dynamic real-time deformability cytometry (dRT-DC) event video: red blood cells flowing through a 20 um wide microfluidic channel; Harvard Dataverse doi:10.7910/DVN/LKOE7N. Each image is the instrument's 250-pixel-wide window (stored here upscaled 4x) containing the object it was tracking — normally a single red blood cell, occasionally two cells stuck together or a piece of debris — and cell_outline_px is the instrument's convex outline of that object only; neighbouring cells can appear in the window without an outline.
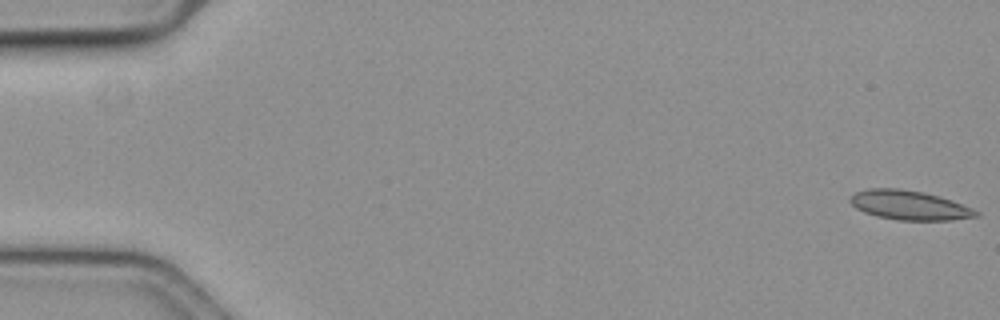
{"species": "common noctule bat (a hibernating species)", "species_latin": "Nyctalus noctula", "temperature_condition": "cold", "stored_images_in_passage": 58, "camera_frame_rate_fps": 3000, "um_per_image_px": 0.085, "animal": {"sex": "female", "body_mass_g": 19.3, "forearm_length_mm": 54.1}, "frame": {"image": 1, "passage_image": 1, "time_ms": 0.0, "image_size_px": [1000, 320], "cell_outline_px": [[980, 216], [952, 220], [896, 220], [876, 216], [864, 212], [856, 208], [848, 200], [856, 192], [868, 188], [896, 188], [924, 192], [940, 196], [972, 208], [980, 212]], "centroid_in_image_um": [77.3, 17.44], "position_along_channel_um": 7.7, "area_um2": 21.56}}
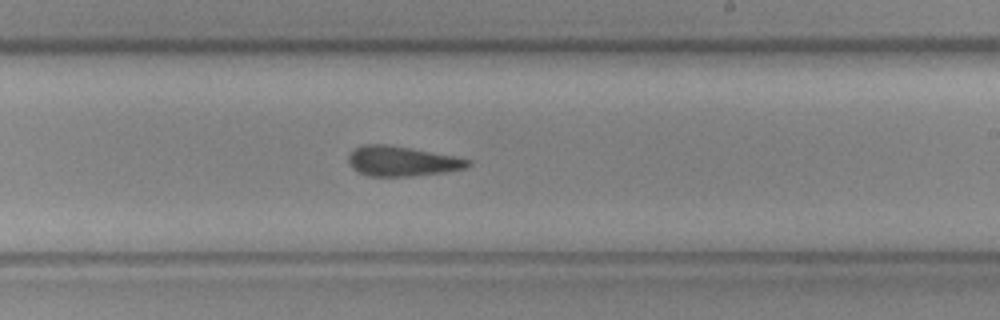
{"frame": {"image": 2, "passage_image": 35, "time_ms": 11.333, "image_size_px": [1000, 320], "cell_outline_px": [[472, 164], [468, 168], [444, 172], [412, 176], [368, 176], [352, 168], [348, 164], [348, 156], [356, 148], [364, 144], [388, 144], [452, 156], [472, 160]], "centroid_in_image_um": [34.17, 13.71], "position_along_channel_um": 254.8, "area_um2": 20.75}}
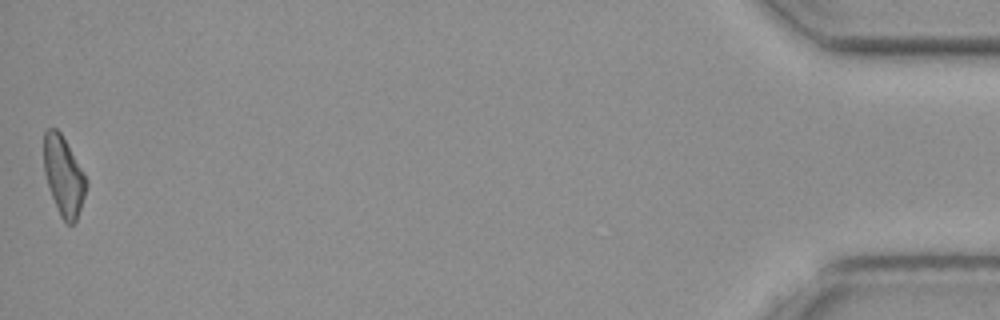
{"frame": {"image": 3, "passage_image": 58, "time_ms": 19.0, "image_size_px": [1000, 320], "cell_outline_px": [[88, 184], [76, 220], [72, 224], [68, 224], [60, 216], [52, 196], [44, 172], [44, 132], [48, 128], [56, 128], [60, 132], [84, 172]], "centroid_in_image_um": [5.41, 14.94], "position_along_channel_um": 429.8, "area_um2": 19.25}, "authors_computed_cell_mechanics": {"area_um2": 21.1837, "velocity_mm_per_s": 3.5957, "shape_relaxation_time_tau1_ms": null, "shape_relaxation_time_tau2_ms": 3.2893, "deformation_change_tau1": null, "deformation_change_tau2": 0.1178}}